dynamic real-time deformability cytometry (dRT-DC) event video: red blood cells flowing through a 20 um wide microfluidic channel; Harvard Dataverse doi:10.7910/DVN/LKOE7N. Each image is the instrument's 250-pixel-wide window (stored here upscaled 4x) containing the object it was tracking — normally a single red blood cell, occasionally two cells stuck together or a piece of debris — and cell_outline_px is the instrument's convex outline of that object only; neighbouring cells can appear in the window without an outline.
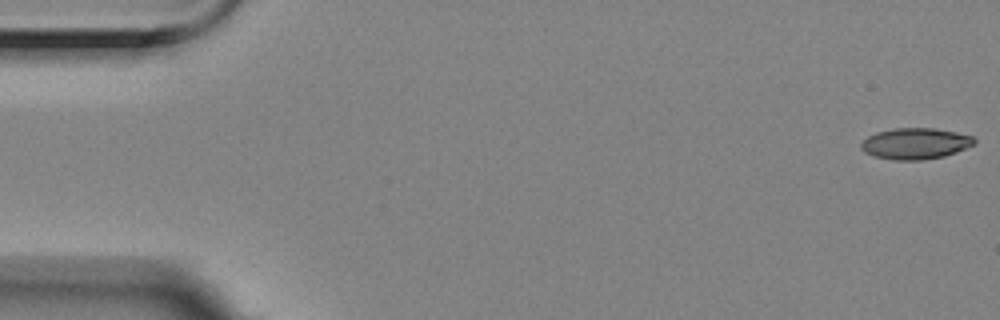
{"species": "Egyptian fruit bat (a non-hibernating species)", "species_latin": "Rousettus aegyptiacus", "temperature_condition": "room temperature", "stored_images_in_passage": 56, "camera_frame_rate_fps": 3000, "um_per_image_px": 0.085, "animal": {"sex": "female"}, "frame": {"image": 1, "passage_image": 1, "time_ms": 0.0, "image_size_px": [1000, 320], "cell_outline_px": [[976, 144], [956, 152], [944, 156], [924, 160], [892, 160], [872, 156], [864, 152], [860, 148], [860, 144], [868, 136], [876, 132], [892, 128], [932, 128], [956, 132], [972, 136], [976, 140]], "centroid_in_image_um": [77.79, 12.21], "position_along_channel_um": 7.2, "area_um2": 20.75}}
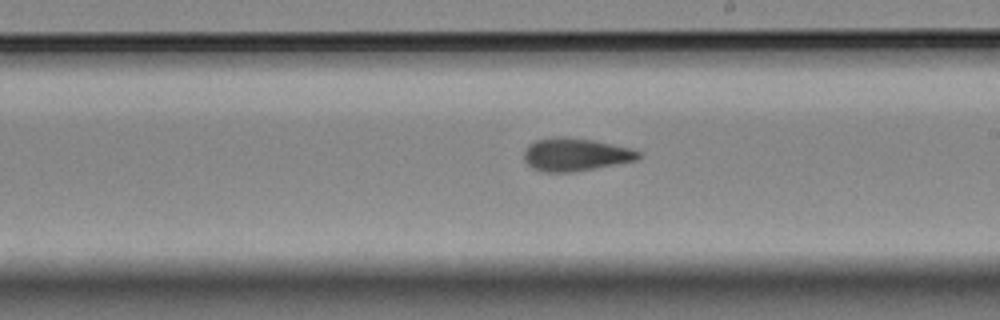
{"frame": {"image": 2, "passage_image": 32, "time_ms": 10.333, "image_size_px": [1000, 320], "cell_outline_px": [[640, 156], [636, 160], [572, 172], [540, 172], [532, 168], [524, 160], [524, 152], [528, 144], [536, 140], [556, 136], [568, 136], [596, 140], [632, 148], [640, 152]], "centroid_in_image_um": [48.88, 13.12], "position_along_channel_um": 240.1, "area_um2": 22.14}}
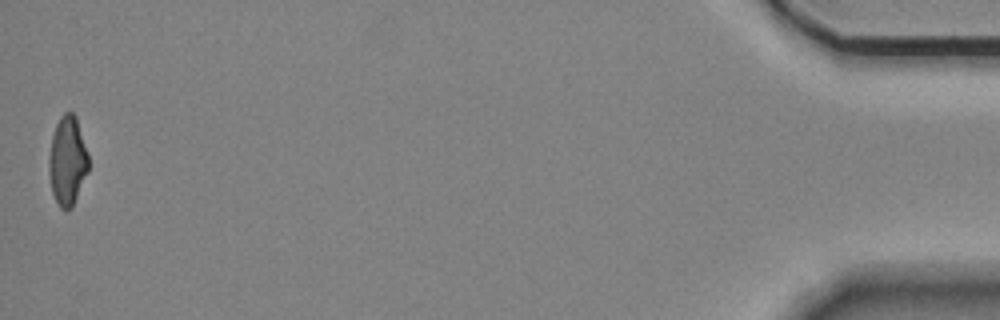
{"frame": {"image": 3, "passage_image": 56, "time_ms": 18.333, "image_size_px": [1000, 320], "cell_outline_px": [[88, 172], [72, 208], [60, 208], [52, 192], [48, 172], [48, 156], [52, 136], [56, 124], [60, 116], [64, 112], [72, 112], [76, 116], [88, 152]], "centroid_in_image_um": [5.73, 13.65], "position_along_channel_um": 429.5, "area_um2": 20.69}, "authors_computed_cell_mechanics": {"area_um2": 21.6172, "velocity_mm_per_s": 3.5378, "shape_relaxation_time_tau1_ms": 6.6232, "shape_relaxation_time_tau2_ms": 2.5581, "deformation_change_tau1": 0.1724, "deformation_change_tau2": 0.1045}}